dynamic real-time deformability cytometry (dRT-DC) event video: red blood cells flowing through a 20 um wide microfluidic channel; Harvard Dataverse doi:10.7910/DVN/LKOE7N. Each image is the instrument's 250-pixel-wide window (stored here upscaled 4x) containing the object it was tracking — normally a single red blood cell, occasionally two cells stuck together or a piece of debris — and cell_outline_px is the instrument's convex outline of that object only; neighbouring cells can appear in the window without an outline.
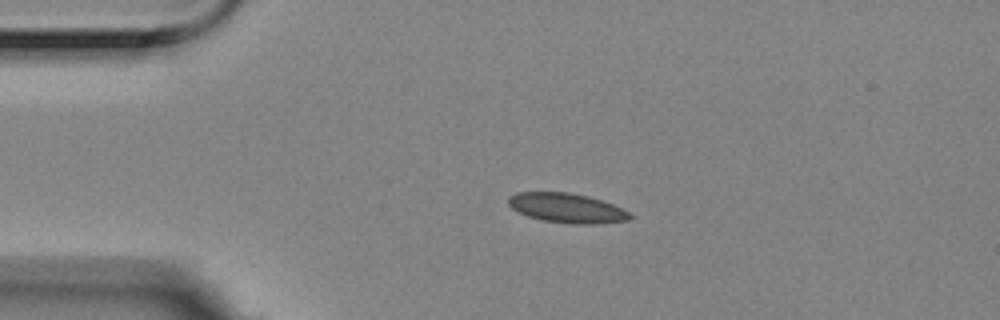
{"species": "Egyptian fruit bat (a non-hibernating species)", "species_latin": "Rousettus aegyptiacus", "temperature_condition": "room temperature", "stored_images_in_passage": 4, "camera_frame_rate_fps": 3000, "um_per_image_px": 0.085, "animal": {"sex": "female"}, "frame": {"image": 1, "passage_image": 3, "time_ms": 0.667, "image_size_px": [1000, 320], "cell_outline_px": [[632, 216], [628, 220], [596, 224], [572, 224], [544, 220], [528, 216], [512, 208], [508, 204], [508, 196], [516, 192], [568, 192], [588, 196], [612, 204], [628, 212]], "centroid_in_image_um": [48.15, 17.67], "position_along_channel_um": 36.8, "area_um2": 20.75}}